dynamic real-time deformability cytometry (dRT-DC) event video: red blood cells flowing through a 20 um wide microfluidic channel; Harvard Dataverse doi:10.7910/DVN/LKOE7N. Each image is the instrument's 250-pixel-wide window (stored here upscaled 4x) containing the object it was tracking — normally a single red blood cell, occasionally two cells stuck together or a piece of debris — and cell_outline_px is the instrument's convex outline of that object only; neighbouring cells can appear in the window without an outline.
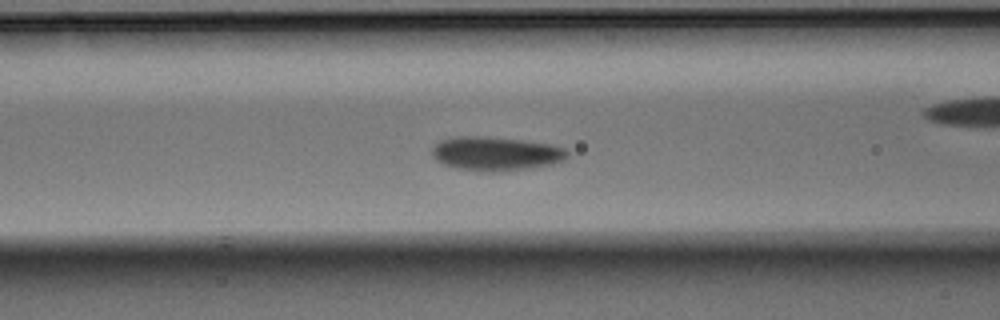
{"species": "Egyptian fruit bat (a non-hibernating species)", "species_latin": "Rousettus aegyptiacus", "temperature_condition": "warm", "stored_images_in_passage": 40, "camera_frame_rate_fps": 3000, "um_per_image_px": 0.085, "animal": {"sex": "male"}, "frame": {"image": 1, "passage_image": 10, "time_ms": 3.0, "image_size_px": [1000, 320], "cell_outline_px": [[568, 160], [560, 164], [540, 168], [508, 172], [476, 172], [452, 168], [440, 164], [432, 156], [432, 144], [436, 140], [448, 136], [488, 136], [528, 140], [556, 144], [568, 148]], "centroid_in_image_um": [42.2, 13.07], "position_along_channel_um": 124.4, "area_um2": 28.9}}
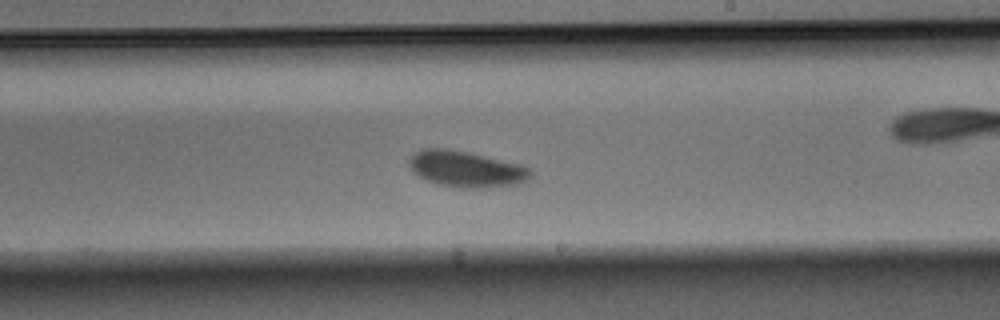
{"frame": {"image": 2, "passage_image": 19, "time_ms": 6.0, "image_size_px": [1000, 320], "cell_outline_px": [[532, 180], [520, 184], [488, 188], [448, 188], [424, 180], [416, 176], [408, 168], [408, 156], [412, 152], [420, 148], [448, 148], [468, 152], [524, 164], [532, 168]], "centroid_in_image_um": [39.61, 14.38], "position_along_channel_um": 249.4, "area_um2": 26.99}}
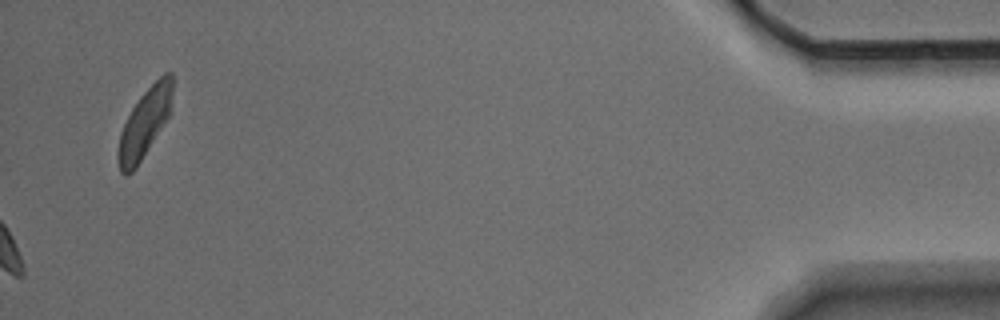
{"frame": {"image": 3, "passage_image": 40, "time_ms": 13.0, "image_size_px": [1000, 320], "cell_outline_px": [[172, 92], [168, 116], [136, 168], [132, 172], [124, 176], [120, 172], [116, 156], [116, 152], [120, 132], [132, 108], [140, 96], [164, 72], [172, 72]], "centroid_in_image_um": [12.24, 10.5], "position_along_channel_um": 423.0, "area_um2": 21.44}}